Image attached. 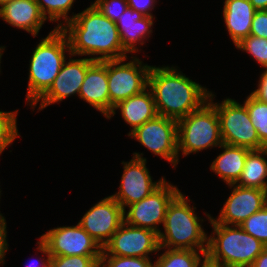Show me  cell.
<instances>
[{
    "instance_id": "cell-5",
    "label": "cell",
    "mask_w": 267,
    "mask_h": 267,
    "mask_svg": "<svg viewBox=\"0 0 267 267\" xmlns=\"http://www.w3.org/2000/svg\"><path fill=\"white\" fill-rule=\"evenodd\" d=\"M29 64L26 101L32 106L51 86L66 58H70L67 36L60 28H54L34 48Z\"/></svg>"
},
{
    "instance_id": "cell-18",
    "label": "cell",
    "mask_w": 267,
    "mask_h": 267,
    "mask_svg": "<svg viewBox=\"0 0 267 267\" xmlns=\"http://www.w3.org/2000/svg\"><path fill=\"white\" fill-rule=\"evenodd\" d=\"M0 18L11 26L38 35L46 18L35 0H10L0 6Z\"/></svg>"
},
{
    "instance_id": "cell-6",
    "label": "cell",
    "mask_w": 267,
    "mask_h": 267,
    "mask_svg": "<svg viewBox=\"0 0 267 267\" xmlns=\"http://www.w3.org/2000/svg\"><path fill=\"white\" fill-rule=\"evenodd\" d=\"M178 156L197 153L223 142L215 106L208 100L199 109L177 121Z\"/></svg>"
},
{
    "instance_id": "cell-36",
    "label": "cell",
    "mask_w": 267,
    "mask_h": 267,
    "mask_svg": "<svg viewBox=\"0 0 267 267\" xmlns=\"http://www.w3.org/2000/svg\"><path fill=\"white\" fill-rule=\"evenodd\" d=\"M251 94L259 101L267 103V68H265V71L259 78L257 89L251 92Z\"/></svg>"
},
{
    "instance_id": "cell-9",
    "label": "cell",
    "mask_w": 267,
    "mask_h": 267,
    "mask_svg": "<svg viewBox=\"0 0 267 267\" xmlns=\"http://www.w3.org/2000/svg\"><path fill=\"white\" fill-rule=\"evenodd\" d=\"M128 136L151 151L154 155L170 162L176 168L178 156L177 120L157 115L137 127Z\"/></svg>"
},
{
    "instance_id": "cell-23",
    "label": "cell",
    "mask_w": 267,
    "mask_h": 267,
    "mask_svg": "<svg viewBox=\"0 0 267 267\" xmlns=\"http://www.w3.org/2000/svg\"><path fill=\"white\" fill-rule=\"evenodd\" d=\"M267 147L250 150L247 154L241 176L235 183L245 188H257L267 191Z\"/></svg>"
},
{
    "instance_id": "cell-2",
    "label": "cell",
    "mask_w": 267,
    "mask_h": 267,
    "mask_svg": "<svg viewBox=\"0 0 267 267\" xmlns=\"http://www.w3.org/2000/svg\"><path fill=\"white\" fill-rule=\"evenodd\" d=\"M158 115L179 120L208 101L211 91L178 70V67L151 66L148 73Z\"/></svg>"
},
{
    "instance_id": "cell-4",
    "label": "cell",
    "mask_w": 267,
    "mask_h": 267,
    "mask_svg": "<svg viewBox=\"0 0 267 267\" xmlns=\"http://www.w3.org/2000/svg\"><path fill=\"white\" fill-rule=\"evenodd\" d=\"M181 191L168 204L163 224L164 233L158 234L159 247L168 249L207 251L208 236L201 217L190 206V199Z\"/></svg>"
},
{
    "instance_id": "cell-38",
    "label": "cell",
    "mask_w": 267,
    "mask_h": 267,
    "mask_svg": "<svg viewBox=\"0 0 267 267\" xmlns=\"http://www.w3.org/2000/svg\"><path fill=\"white\" fill-rule=\"evenodd\" d=\"M250 267H267V246Z\"/></svg>"
},
{
    "instance_id": "cell-40",
    "label": "cell",
    "mask_w": 267,
    "mask_h": 267,
    "mask_svg": "<svg viewBox=\"0 0 267 267\" xmlns=\"http://www.w3.org/2000/svg\"><path fill=\"white\" fill-rule=\"evenodd\" d=\"M4 48H5L4 46L3 47L0 46V64H1V58H2V55H3V51L5 50Z\"/></svg>"
},
{
    "instance_id": "cell-22",
    "label": "cell",
    "mask_w": 267,
    "mask_h": 267,
    "mask_svg": "<svg viewBox=\"0 0 267 267\" xmlns=\"http://www.w3.org/2000/svg\"><path fill=\"white\" fill-rule=\"evenodd\" d=\"M223 152L213 160L210 169L227 185L235 184L241 176L250 149L223 143Z\"/></svg>"
},
{
    "instance_id": "cell-27",
    "label": "cell",
    "mask_w": 267,
    "mask_h": 267,
    "mask_svg": "<svg viewBox=\"0 0 267 267\" xmlns=\"http://www.w3.org/2000/svg\"><path fill=\"white\" fill-rule=\"evenodd\" d=\"M18 110L11 112L0 111V155L13 144V141L19 136L17 128Z\"/></svg>"
},
{
    "instance_id": "cell-34",
    "label": "cell",
    "mask_w": 267,
    "mask_h": 267,
    "mask_svg": "<svg viewBox=\"0 0 267 267\" xmlns=\"http://www.w3.org/2000/svg\"><path fill=\"white\" fill-rule=\"evenodd\" d=\"M156 2V0H127L129 8L147 17H153L151 11L155 8Z\"/></svg>"
},
{
    "instance_id": "cell-35",
    "label": "cell",
    "mask_w": 267,
    "mask_h": 267,
    "mask_svg": "<svg viewBox=\"0 0 267 267\" xmlns=\"http://www.w3.org/2000/svg\"><path fill=\"white\" fill-rule=\"evenodd\" d=\"M6 219L0 213V264H4L5 262V255L8 250L9 244L7 243V229H6Z\"/></svg>"
},
{
    "instance_id": "cell-19",
    "label": "cell",
    "mask_w": 267,
    "mask_h": 267,
    "mask_svg": "<svg viewBox=\"0 0 267 267\" xmlns=\"http://www.w3.org/2000/svg\"><path fill=\"white\" fill-rule=\"evenodd\" d=\"M153 18L155 17L143 16L129 7L119 16L116 25L123 48L128 53L141 51L138 50L137 45L139 43L143 45L144 40L148 39L153 32Z\"/></svg>"
},
{
    "instance_id": "cell-10",
    "label": "cell",
    "mask_w": 267,
    "mask_h": 267,
    "mask_svg": "<svg viewBox=\"0 0 267 267\" xmlns=\"http://www.w3.org/2000/svg\"><path fill=\"white\" fill-rule=\"evenodd\" d=\"M179 192V188L164 180L149 196L128 206V212L124 211V221L159 234L161 230L158 225L164 224L168 204Z\"/></svg>"
},
{
    "instance_id": "cell-21",
    "label": "cell",
    "mask_w": 267,
    "mask_h": 267,
    "mask_svg": "<svg viewBox=\"0 0 267 267\" xmlns=\"http://www.w3.org/2000/svg\"><path fill=\"white\" fill-rule=\"evenodd\" d=\"M223 18L234 46L250 35L256 9L249 0H225Z\"/></svg>"
},
{
    "instance_id": "cell-37",
    "label": "cell",
    "mask_w": 267,
    "mask_h": 267,
    "mask_svg": "<svg viewBox=\"0 0 267 267\" xmlns=\"http://www.w3.org/2000/svg\"><path fill=\"white\" fill-rule=\"evenodd\" d=\"M37 244H38V246H37V250H39L40 253L42 252L44 256H47V257H46L47 259H45V257L43 258V257L41 256V258L39 259L41 262L38 263L39 266H38L37 264H35V263H34V265H33V264H32L33 262H31V264H30V265H27V267H33V266L36 267V265H37L38 267H50V258H51V255L49 254L46 245H45L41 240H39V241L37 242ZM42 259H43V260H42Z\"/></svg>"
},
{
    "instance_id": "cell-24",
    "label": "cell",
    "mask_w": 267,
    "mask_h": 267,
    "mask_svg": "<svg viewBox=\"0 0 267 267\" xmlns=\"http://www.w3.org/2000/svg\"><path fill=\"white\" fill-rule=\"evenodd\" d=\"M162 249L165 250V252L162 253L154 262V267H203L206 265L207 251L168 249L159 247V251Z\"/></svg>"
},
{
    "instance_id": "cell-30",
    "label": "cell",
    "mask_w": 267,
    "mask_h": 267,
    "mask_svg": "<svg viewBox=\"0 0 267 267\" xmlns=\"http://www.w3.org/2000/svg\"><path fill=\"white\" fill-rule=\"evenodd\" d=\"M99 267H154L150 258L101 255Z\"/></svg>"
},
{
    "instance_id": "cell-25",
    "label": "cell",
    "mask_w": 267,
    "mask_h": 267,
    "mask_svg": "<svg viewBox=\"0 0 267 267\" xmlns=\"http://www.w3.org/2000/svg\"><path fill=\"white\" fill-rule=\"evenodd\" d=\"M39 6L42 15L50 22H60L55 28H61L72 16H68L69 11L74 5L75 0H35ZM63 19L64 22H61Z\"/></svg>"
},
{
    "instance_id": "cell-32",
    "label": "cell",
    "mask_w": 267,
    "mask_h": 267,
    "mask_svg": "<svg viewBox=\"0 0 267 267\" xmlns=\"http://www.w3.org/2000/svg\"><path fill=\"white\" fill-rule=\"evenodd\" d=\"M92 4L104 16L115 23L119 16L128 8L127 0H95Z\"/></svg>"
},
{
    "instance_id": "cell-42",
    "label": "cell",
    "mask_w": 267,
    "mask_h": 267,
    "mask_svg": "<svg viewBox=\"0 0 267 267\" xmlns=\"http://www.w3.org/2000/svg\"><path fill=\"white\" fill-rule=\"evenodd\" d=\"M203 267H213V266H210V265L206 264V265H205V266H203Z\"/></svg>"
},
{
    "instance_id": "cell-3",
    "label": "cell",
    "mask_w": 267,
    "mask_h": 267,
    "mask_svg": "<svg viewBox=\"0 0 267 267\" xmlns=\"http://www.w3.org/2000/svg\"><path fill=\"white\" fill-rule=\"evenodd\" d=\"M212 225L208 236L206 264L213 267H250L266 245L244 231L240 225L217 223L205 213Z\"/></svg>"
},
{
    "instance_id": "cell-41",
    "label": "cell",
    "mask_w": 267,
    "mask_h": 267,
    "mask_svg": "<svg viewBox=\"0 0 267 267\" xmlns=\"http://www.w3.org/2000/svg\"><path fill=\"white\" fill-rule=\"evenodd\" d=\"M8 1H10V0H0V6H1L3 3L8 2Z\"/></svg>"
},
{
    "instance_id": "cell-39",
    "label": "cell",
    "mask_w": 267,
    "mask_h": 267,
    "mask_svg": "<svg viewBox=\"0 0 267 267\" xmlns=\"http://www.w3.org/2000/svg\"><path fill=\"white\" fill-rule=\"evenodd\" d=\"M256 10H267V0H249Z\"/></svg>"
},
{
    "instance_id": "cell-26",
    "label": "cell",
    "mask_w": 267,
    "mask_h": 267,
    "mask_svg": "<svg viewBox=\"0 0 267 267\" xmlns=\"http://www.w3.org/2000/svg\"><path fill=\"white\" fill-rule=\"evenodd\" d=\"M249 117L257 130L260 142L267 147V103L259 101L251 93L244 101Z\"/></svg>"
},
{
    "instance_id": "cell-31",
    "label": "cell",
    "mask_w": 267,
    "mask_h": 267,
    "mask_svg": "<svg viewBox=\"0 0 267 267\" xmlns=\"http://www.w3.org/2000/svg\"><path fill=\"white\" fill-rule=\"evenodd\" d=\"M101 256H51L50 267H99Z\"/></svg>"
},
{
    "instance_id": "cell-13",
    "label": "cell",
    "mask_w": 267,
    "mask_h": 267,
    "mask_svg": "<svg viewBox=\"0 0 267 267\" xmlns=\"http://www.w3.org/2000/svg\"><path fill=\"white\" fill-rule=\"evenodd\" d=\"M153 252H159L158 234L124 221L102 248L101 255L150 258Z\"/></svg>"
},
{
    "instance_id": "cell-16",
    "label": "cell",
    "mask_w": 267,
    "mask_h": 267,
    "mask_svg": "<svg viewBox=\"0 0 267 267\" xmlns=\"http://www.w3.org/2000/svg\"><path fill=\"white\" fill-rule=\"evenodd\" d=\"M228 186L233 190L221 208L218 218H213L217 223L240 225L267 204L266 190L245 188L236 184H228Z\"/></svg>"
},
{
    "instance_id": "cell-15",
    "label": "cell",
    "mask_w": 267,
    "mask_h": 267,
    "mask_svg": "<svg viewBox=\"0 0 267 267\" xmlns=\"http://www.w3.org/2000/svg\"><path fill=\"white\" fill-rule=\"evenodd\" d=\"M94 60L86 58L69 59L64 61L60 72L53 80L50 88L31 106L34 111L37 103L40 102L39 110L45 109L47 106L58 103L71 95L79 96L81 85L84 81L87 68Z\"/></svg>"
},
{
    "instance_id": "cell-20",
    "label": "cell",
    "mask_w": 267,
    "mask_h": 267,
    "mask_svg": "<svg viewBox=\"0 0 267 267\" xmlns=\"http://www.w3.org/2000/svg\"><path fill=\"white\" fill-rule=\"evenodd\" d=\"M121 111L125 123L132 128L128 135L146 121L155 118L158 113L151 90L147 87L141 93L120 101L114 106L112 113L107 119L112 118L116 110Z\"/></svg>"
},
{
    "instance_id": "cell-33",
    "label": "cell",
    "mask_w": 267,
    "mask_h": 267,
    "mask_svg": "<svg viewBox=\"0 0 267 267\" xmlns=\"http://www.w3.org/2000/svg\"><path fill=\"white\" fill-rule=\"evenodd\" d=\"M250 35L267 39V10H256L251 24Z\"/></svg>"
},
{
    "instance_id": "cell-1",
    "label": "cell",
    "mask_w": 267,
    "mask_h": 267,
    "mask_svg": "<svg viewBox=\"0 0 267 267\" xmlns=\"http://www.w3.org/2000/svg\"><path fill=\"white\" fill-rule=\"evenodd\" d=\"M60 29L67 36L71 57L88 55L94 61L127 57L128 52L123 48L116 23L92 3L84 11L73 13L72 20Z\"/></svg>"
},
{
    "instance_id": "cell-17",
    "label": "cell",
    "mask_w": 267,
    "mask_h": 267,
    "mask_svg": "<svg viewBox=\"0 0 267 267\" xmlns=\"http://www.w3.org/2000/svg\"><path fill=\"white\" fill-rule=\"evenodd\" d=\"M79 98L100 111L104 117L110 116V96L107 78V60L94 61L88 68L81 85Z\"/></svg>"
},
{
    "instance_id": "cell-28",
    "label": "cell",
    "mask_w": 267,
    "mask_h": 267,
    "mask_svg": "<svg viewBox=\"0 0 267 267\" xmlns=\"http://www.w3.org/2000/svg\"><path fill=\"white\" fill-rule=\"evenodd\" d=\"M240 227L267 246V204L242 222Z\"/></svg>"
},
{
    "instance_id": "cell-8",
    "label": "cell",
    "mask_w": 267,
    "mask_h": 267,
    "mask_svg": "<svg viewBox=\"0 0 267 267\" xmlns=\"http://www.w3.org/2000/svg\"><path fill=\"white\" fill-rule=\"evenodd\" d=\"M124 63L128 57L107 60L110 114L120 101L141 93L148 87V73L151 65L144 64L136 56ZM143 63V64H142Z\"/></svg>"
},
{
    "instance_id": "cell-7",
    "label": "cell",
    "mask_w": 267,
    "mask_h": 267,
    "mask_svg": "<svg viewBox=\"0 0 267 267\" xmlns=\"http://www.w3.org/2000/svg\"><path fill=\"white\" fill-rule=\"evenodd\" d=\"M214 96L213 92H210L208 100L216 108L222 142L250 150L265 148L251 122L246 105L231 98H226L221 103H214Z\"/></svg>"
},
{
    "instance_id": "cell-14",
    "label": "cell",
    "mask_w": 267,
    "mask_h": 267,
    "mask_svg": "<svg viewBox=\"0 0 267 267\" xmlns=\"http://www.w3.org/2000/svg\"><path fill=\"white\" fill-rule=\"evenodd\" d=\"M123 222L124 209L108 196L92 206L78 223L103 248Z\"/></svg>"
},
{
    "instance_id": "cell-12",
    "label": "cell",
    "mask_w": 267,
    "mask_h": 267,
    "mask_svg": "<svg viewBox=\"0 0 267 267\" xmlns=\"http://www.w3.org/2000/svg\"><path fill=\"white\" fill-rule=\"evenodd\" d=\"M51 256H101L100 245L77 223L48 230L39 238Z\"/></svg>"
},
{
    "instance_id": "cell-29",
    "label": "cell",
    "mask_w": 267,
    "mask_h": 267,
    "mask_svg": "<svg viewBox=\"0 0 267 267\" xmlns=\"http://www.w3.org/2000/svg\"><path fill=\"white\" fill-rule=\"evenodd\" d=\"M237 49L249 53L263 68H267V39L249 35L235 45Z\"/></svg>"
},
{
    "instance_id": "cell-11",
    "label": "cell",
    "mask_w": 267,
    "mask_h": 267,
    "mask_svg": "<svg viewBox=\"0 0 267 267\" xmlns=\"http://www.w3.org/2000/svg\"><path fill=\"white\" fill-rule=\"evenodd\" d=\"M147 159L143 153L134 152L133 158L129 162H122L124 171L121 177V183L117 193L111 195L126 211V207L143 198L149 196L165 180L164 177L159 181H154L146 166Z\"/></svg>"
}]
</instances>
